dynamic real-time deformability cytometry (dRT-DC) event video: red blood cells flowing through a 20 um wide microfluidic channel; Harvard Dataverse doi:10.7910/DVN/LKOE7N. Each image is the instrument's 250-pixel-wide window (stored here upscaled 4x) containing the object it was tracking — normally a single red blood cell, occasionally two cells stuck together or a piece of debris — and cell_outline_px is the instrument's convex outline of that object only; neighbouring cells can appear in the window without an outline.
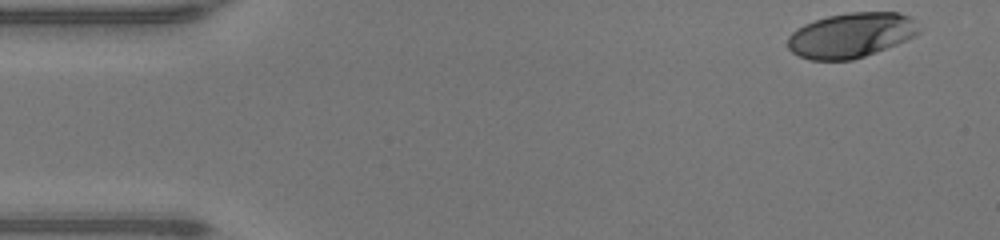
{"species": "human", "species_latin": "Homo sapiens", "temperature_condition": "warm", "stored_images_in_passage": 46, "camera_frame_rate_fps": 3000, "um_per_image_px": 0.085, "donor": {"sex": "male"}, "frame": {"image": 1, "passage_image": 1, "time_ms": 0.0, "image_size_px": [1000, 240], "cell_outline_px": [[920, 32], [916, 36], [876, 52], [852, 60], [808, 60], [792, 52], [788, 48], [788, 36], [796, 28], [804, 24], [828, 16], [848, 12], [896, 12], [908, 16], [916, 20], [920, 28]], "centroid_in_image_um": [72.35, 2.99], "position_along_channel_um": 12.6, "area_um2": 34.45}}
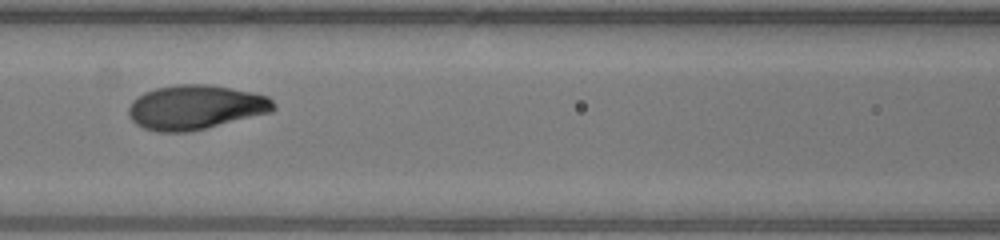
{"frame": {"image": 2, "passage_image": 19, "time_ms": 6.0, "image_size_px": [1000, 240], "cell_outline_px": [[276, 108], [272, 112], [188, 132], [156, 132], [144, 128], [136, 124], [128, 116], [128, 108], [132, 100], [144, 92], [156, 88], [176, 84], [208, 84], [252, 92], [268, 96], [276, 104]], "centroid_in_image_um": [16.6, 9.11], "position_along_channel_um": 150.0, "area_um2": 37.63}}
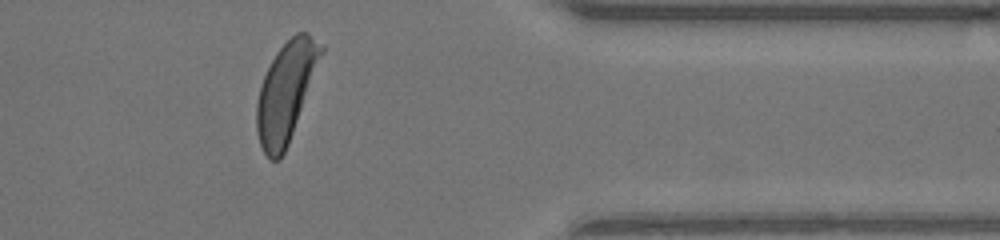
{"frame": {"image": 3, "passage_image": 37, "time_ms": 12.0, "image_size_px": [1000, 240], "cell_outline_px": [[324, 52], [288, 144], [280, 160], [268, 160], [260, 144], [256, 132], [256, 104], [260, 88], [264, 76], [276, 52], [296, 32], [304, 32], [324, 44]], "centroid_in_image_um": [24.3, 7.82], "position_along_channel_um": 387.1, "area_um2": 36.82}, "authors_computed_cell_mechanics": {"area_um2": 36.3273, "velocity_mm_per_s": 4.3064, "shape_relaxation_time_tau1_ms": 2.4283, "shape_relaxation_time_tau2_ms": null, "deformation_change_tau1": 0.1841, "deformation_change_tau2": null}}